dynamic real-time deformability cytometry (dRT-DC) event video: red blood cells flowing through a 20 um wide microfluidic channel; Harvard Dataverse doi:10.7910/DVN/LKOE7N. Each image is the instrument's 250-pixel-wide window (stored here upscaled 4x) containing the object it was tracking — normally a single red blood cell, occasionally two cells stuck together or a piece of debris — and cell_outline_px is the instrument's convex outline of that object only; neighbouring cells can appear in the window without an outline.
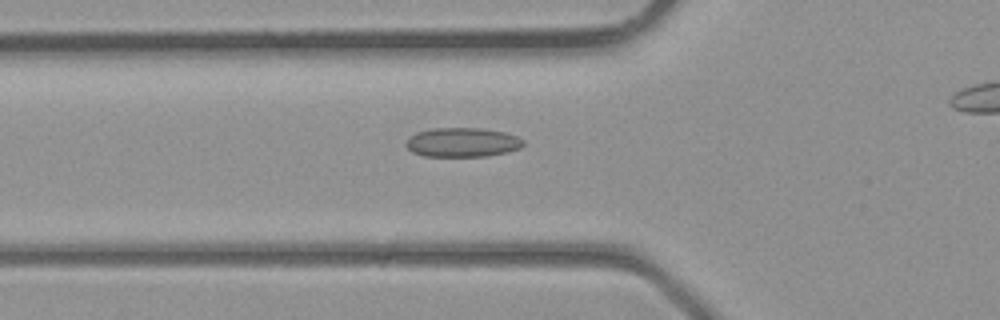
{"species": "common noctule bat (a hibernating species)", "species_latin": "Nyctalus noctula", "temperature_condition": "room temperature", "stored_images_in_passage": 32, "camera_frame_rate_fps": 3000, "um_per_image_px": 0.085, "animal": {"sex": "male", "body_mass_g": 23.1, "forearm_length_mm": 52.7}, "frame": {"image": 1, "passage_image": 14, "time_ms": 4.333, "image_size_px": [1000, 320], "cell_outline_px": [[524, 144], [520, 148], [508, 152], [488, 156], [424, 156], [412, 152], [404, 144], [408, 136], [416, 132], [432, 128], [480, 128], [504, 132], [516, 136], [524, 140]], "centroid_in_image_um": [39.28, 12.1], "position_along_channel_um": 86.5, "area_um2": 20.17}}
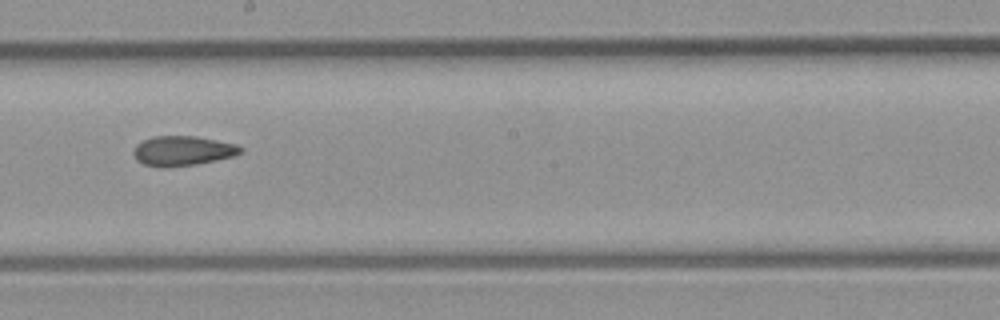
{"frame": {"image": 2, "passage_image": 22, "time_ms": 7.0, "image_size_px": [1000, 320], "cell_outline_px": [[244, 148], [240, 152], [232, 156], [216, 160], [196, 164], [168, 168], [160, 168], [144, 164], [136, 160], [132, 152], [136, 144], [152, 136], [192, 136], [216, 140], [236, 144]], "centroid_in_image_um": [15.47, 12.83], "position_along_channel_um": 232.7, "area_um2": 18.61}}
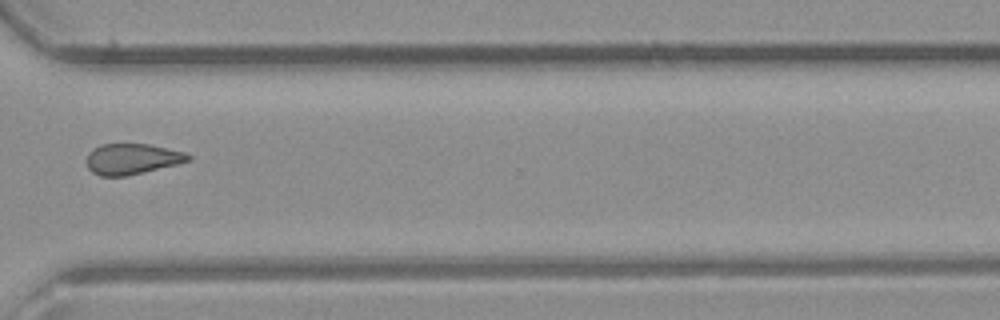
{"frame": {"image": 3, "passage_image": 29, "time_ms": 9.333, "image_size_px": [1000, 320], "cell_outline_px": [[192, 156], [188, 160], [180, 164], [128, 176], [100, 176], [92, 172], [88, 168], [88, 152], [92, 148], [100, 144], [148, 144], [188, 152]], "centroid_in_image_um": [11.26, 13.51], "position_along_channel_um": 359.3, "area_um2": 18.44}}